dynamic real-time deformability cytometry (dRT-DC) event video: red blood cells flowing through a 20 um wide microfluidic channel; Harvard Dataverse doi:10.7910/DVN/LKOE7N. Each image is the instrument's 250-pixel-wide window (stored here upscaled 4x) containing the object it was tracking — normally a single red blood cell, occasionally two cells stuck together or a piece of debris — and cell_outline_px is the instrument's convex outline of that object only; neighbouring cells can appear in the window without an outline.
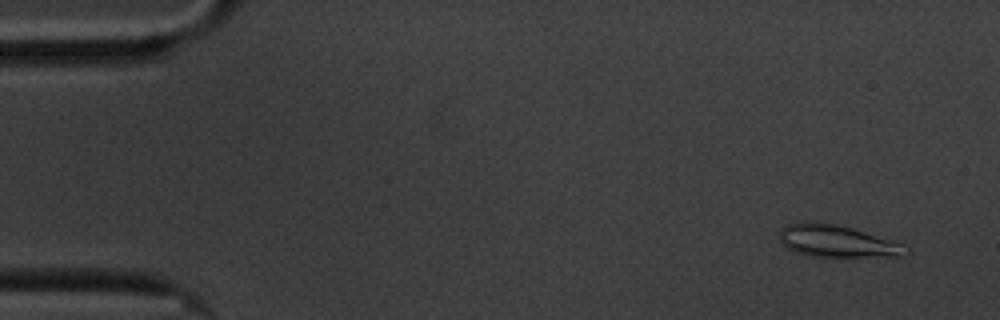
{"species": "common noctule bat (a hibernating species)", "species_latin": "Nyctalus noctula", "temperature_condition": "cold", "stored_images_in_passage": 4, "camera_frame_rate_fps": 3000, "um_per_image_px": 0.085, "animal": {"sex": "male", "body_mass_g": 20.1, "forearm_length_mm": 53.5}, "frame": {"image": 1, "passage_image": 1, "time_ms": 0.0, "image_size_px": [1000, 320], "cell_outline_px": [[912, 252], [904, 256], [812, 256], [788, 248], [780, 240], [780, 228], [784, 224], [808, 220], [816, 220], [836, 224], [852, 228], [912, 248]], "centroid_in_image_um": [71.12, 20.47], "position_along_channel_um": 13.9, "area_um2": 23.52}}
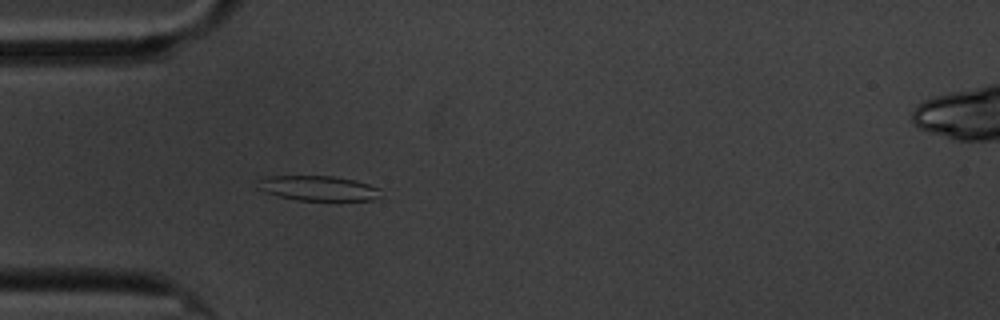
{"frame": {"image": 2, "passage_image": 4, "time_ms": 4.333, "image_size_px": [1000, 320], "cell_outline_px": [[380, 188], [376, 196], [372, 200], [296, 200], [276, 196], [256, 188], [260, 180], [268, 176], [332, 176], [356, 180]], "centroid_in_image_um": [27.0, 15.99], "position_along_channel_um": 58.0, "area_um2": 17.69}}